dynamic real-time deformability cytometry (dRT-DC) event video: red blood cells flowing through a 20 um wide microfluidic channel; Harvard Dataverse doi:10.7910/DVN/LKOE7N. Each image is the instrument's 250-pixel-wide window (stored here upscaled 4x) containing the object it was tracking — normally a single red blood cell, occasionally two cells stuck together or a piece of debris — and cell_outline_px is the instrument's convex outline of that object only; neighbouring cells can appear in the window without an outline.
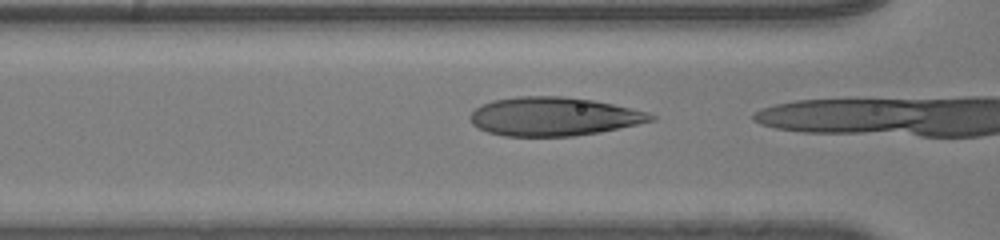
{"species": "human", "species_latin": "Homo sapiens", "temperature_condition": "room temperature", "stored_images_in_passage": 22, "camera_frame_rate_fps": 3000, "um_per_image_px": 0.085, "donor": {"sex": "male"}, "frame": {"image": 1, "passage_image": 21, "time_ms": 6.667, "image_size_px": [1000, 240], "cell_outline_px": [[656, 120], [600, 132], [572, 136], [504, 136], [488, 132], [472, 124], [468, 116], [476, 108], [492, 100], [516, 96], [564, 96], [592, 100], [632, 108], [648, 112], [656, 116]], "centroid_in_image_um": [47.06, 9.9], "position_along_channel_um": 119.5, "area_um2": 40.69}}